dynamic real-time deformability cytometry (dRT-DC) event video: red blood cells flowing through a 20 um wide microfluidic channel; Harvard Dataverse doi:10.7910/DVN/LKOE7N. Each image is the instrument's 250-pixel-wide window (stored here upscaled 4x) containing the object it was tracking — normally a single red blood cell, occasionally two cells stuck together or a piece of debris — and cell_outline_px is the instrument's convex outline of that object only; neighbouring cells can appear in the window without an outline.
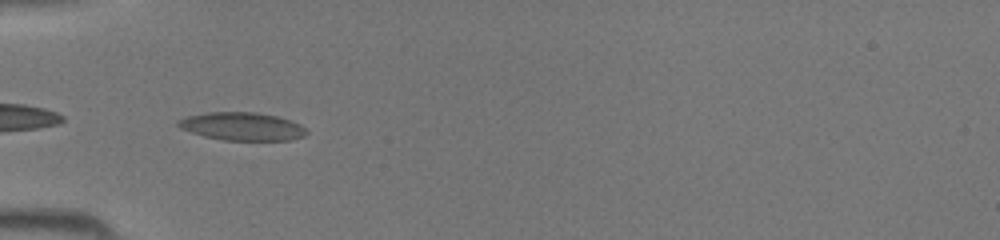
{"species": "common noctule bat (a hibernating species)", "species_latin": "Nyctalus noctula", "temperature_condition": "room temperature", "stored_images_in_passage": 34, "camera_frame_rate_fps": 3000, "um_per_image_px": 0.085, "animal": {"sex": "female", "body_mass_g": 19.5, "forearm_length_mm": 54.1}, "frame": {"image": 1, "passage_image": 5, "time_ms": 1.333, "image_size_px": [1000, 240], "cell_outline_px": [[308, 132], [304, 136], [292, 140], [224, 140], [204, 136], [180, 128], [176, 124], [176, 120], [188, 116], [208, 112], [256, 112], [276, 116], [300, 124]], "centroid_in_image_um": [20.57, 10.74], "position_along_channel_um": 64.4, "area_um2": 20.87}}
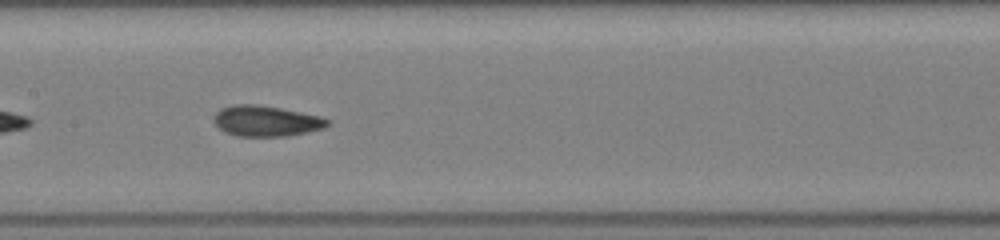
{"frame": {"image": 2, "passage_image": 13, "time_ms": 4.0, "image_size_px": [1000, 240], "cell_outline_px": [[332, 120], [324, 128], [308, 132], [288, 136], [236, 136], [224, 132], [212, 120], [212, 116], [220, 108], [232, 104], [256, 104], [280, 108], [320, 116]], "centroid_in_image_um": [22.59, 10.28], "position_along_channel_um": 184.8, "area_um2": 20.52}}
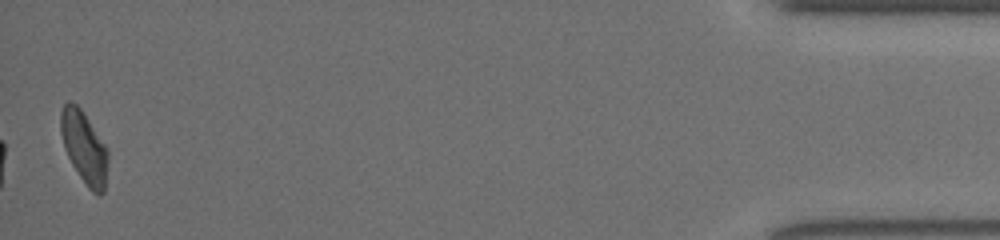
{"frame": {"image": 3, "passage_image": 34, "time_ms": 11.0, "image_size_px": [1000, 240], "cell_outline_px": [[108, 160], [104, 192], [100, 196], [92, 192], [88, 188], [72, 164], [64, 148], [60, 132], [60, 112], [64, 104], [68, 100], [76, 104], [80, 108], [108, 148]], "centroid_in_image_um": [7.15, 12.53], "position_along_channel_um": 428.0, "area_um2": 19.88}}